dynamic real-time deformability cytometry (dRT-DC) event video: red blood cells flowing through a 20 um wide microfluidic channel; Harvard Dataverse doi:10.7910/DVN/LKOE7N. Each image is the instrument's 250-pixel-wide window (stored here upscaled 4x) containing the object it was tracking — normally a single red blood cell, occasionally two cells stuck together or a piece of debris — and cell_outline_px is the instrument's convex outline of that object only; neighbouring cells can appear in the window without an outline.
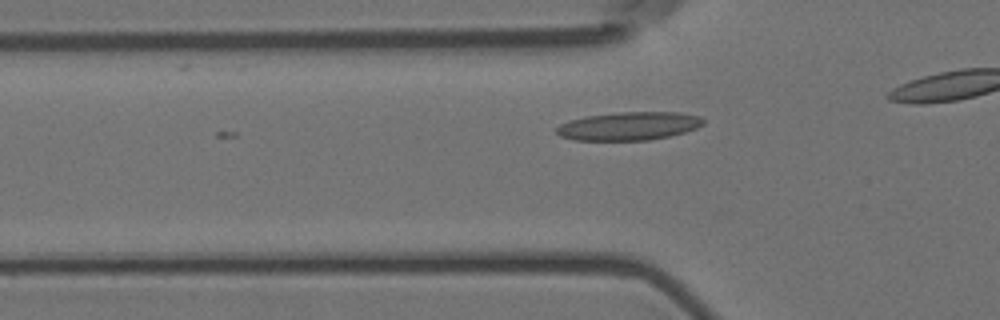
{"species": "Egyptian fruit bat (a non-hibernating species)", "species_latin": "Rousettus aegyptiacus", "temperature_condition": "room temperature", "stored_images_in_passage": 3, "camera_frame_rate_fps": 3000, "um_per_image_px": 0.085, "animal": {"sex": "female"}, "frame": {"image": 1, "passage_image": 3, "time_ms": 0.667, "image_size_px": [1000, 320], "cell_outline_px": [[704, 124], [696, 128], [684, 132], [668, 136], [648, 140], [576, 140], [560, 136], [556, 132], [556, 128], [560, 124], [568, 120], [584, 116], [620, 112], [680, 112], [700, 116], [704, 120]], "centroid_in_image_um": [53.44, 10.7], "position_along_channel_um": 72.4, "area_um2": 24.22}}